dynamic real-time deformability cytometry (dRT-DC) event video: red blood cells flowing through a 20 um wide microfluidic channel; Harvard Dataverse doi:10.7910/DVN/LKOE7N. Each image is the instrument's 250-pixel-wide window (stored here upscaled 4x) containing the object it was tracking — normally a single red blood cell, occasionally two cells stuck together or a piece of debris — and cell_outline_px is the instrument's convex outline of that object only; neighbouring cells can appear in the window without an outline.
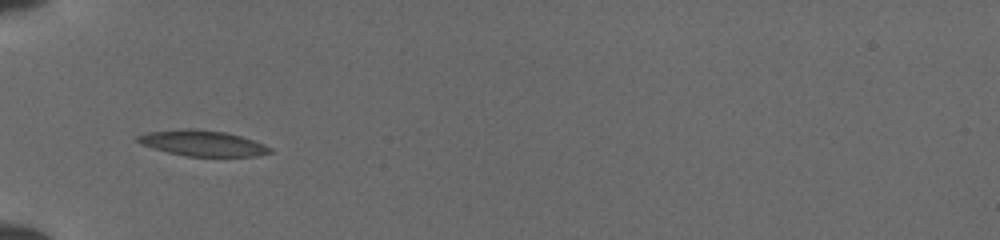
{"species": "common noctule bat (a hibernating species)", "species_latin": "Nyctalus noctula", "temperature_condition": "cold", "stored_images_in_passage": 26, "camera_frame_rate_fps": 3000, "um_per_image_px": 0.085, "animal": {"sex": "female", "body_mass_g": 19.5, "forearm_length_mm": 54.1}, "frame": {"image": 1, "passage_image": 3, "time_ms": 2.333, "image_size_px": [1000, 240], "cell_outline_px": [[272, 152], [256, 156], [184, 156], [168, 152], [140, 144], [136, 140], [136, 136], [148, 132], [180, 128], [196, 128], [224, 132], [240, 136], [264, 144], [272, 148]], "centroid_in_image_um": [17.19, 12.16], "position_along_channel_um": 67.8, "area_um2": 19.83}}
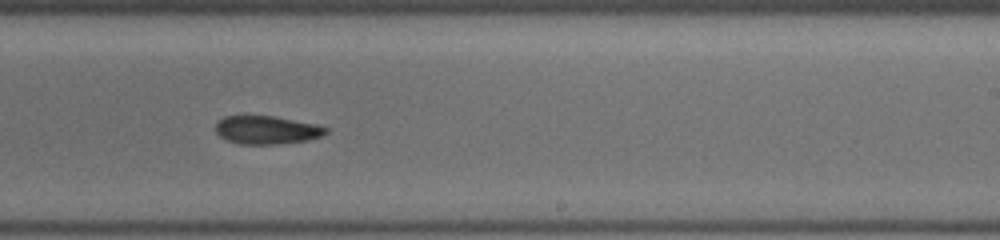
{"frame": {"image": 2, "passage_image": 10, "time_ms": 7.333, "image_size_px": [1000, 240], "cell_outline_px": [[328, 132], [324, 136], [308, 140], [280, 144], [236, 144], [224, 140], [216, 132], [216, 124], [224, 116], [272, 116], [316, 124], [328, 128]], "centroid_in_image_um": [22.68, 11.06], "position_along_channel_um": 266.3, "area_um2": 18.26}}
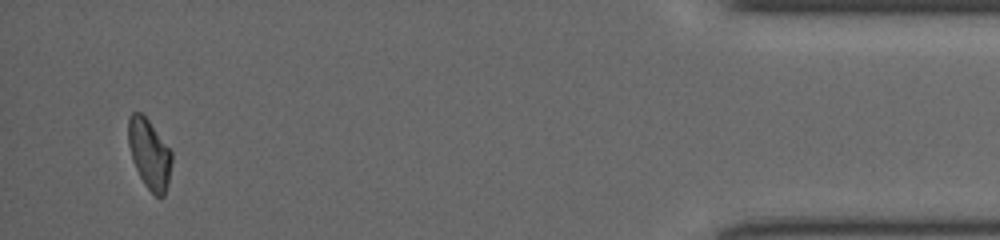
{"frame": {"image": 3, "passage_image": 23, "time_ms": 12.667, "image_size_px": [1000, 240], "cell_outline_px": [[172, 160], [168, 184], [164, 196], [160, 200], [144, 184], [132, 160], [128, 144], [128, 116], [132, 112], [140, 112], [148, 120], [172, 152]], "centroid_in_image_um": [12.69, 13.1], "position_along_channel_um": 422.5, "area_um2": 17.63}}